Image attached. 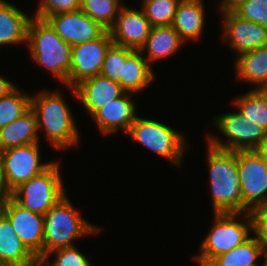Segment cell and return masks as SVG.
I'll return each instance as SVG.
<instances>
[{
	"mask_svg": "<svg viewBox=\"0 0 267 266\" xmlns=\"http://www.w3.org/2000/svg\"><path fill=\"white\" fill-rule=\"evenodd\" d=\"M61 91H39L31 95L30 108L35 113L38 133L42 129L53 149L65 150L78 146L80 133L74 115ZM41 129V130H40ZM70 147V148H69Z\"/></svg>",
	"mask_w": 267,
	"mask_h": 266,
	"instance_id": "1",
	"label": "cell"
},
{
	"mask_svg": "<svg viewBox=\"0 0 267 266\" xmlns=\"http://www.w3.org/2000/svg\"><path fill=\"white\" fill-rule=\"evenodd\" d=\"M207 164L214 213H242V195L237 169V151L209 144Z\"/></svg>",
	"mask_w": 267,
	"mask_h": 266,
	"instance_id": "2",
	"label": "cell"
},
{
	"mask_svg": "<svg viewBox=\"0 0 267 266\" xmlns=\"http://www.w3.org/2000/svg\"><path fill=\"white\" fill-rule=\"evenodd\" d=\"M26 46L37 65L48 69L67 86L72 46L67 44L47 21L32 17L28 26Z\"/></svg>",
	"mask_w": 267,
	"mask_h": 266,
	"instance_id": "3",
	"label": "cell"
},
{
	"mask_svg": "<svg viewBox=\"0 0 267 266\" xmlns=\"http://www.w3.org/2000/svg\"><path fill=\"white\" fill-rule=\"evenodd\" d=\"M70 201L66 194L44 215L43 256L74 246L73 240L100 233L101 228L84 219Z\"/></svg>",
	"mask_w": 267,
	"mask_h": 266,
	"instance_id": "4",
	"label": "cell"
},
{
	"mask_svg": "<svg viewBox=\"0 0 267 266\" xmlns=\"http://www.w3.org/2000/svg\"><path fill=\"white\" fill-rule=\"evenodd\" d=\"M214 213V224L199 247L196 263L207 266L216 256L227 253L248 240L253 232L250 212ZM242 218L241 222L238 218Z\"/></svg>",
	"mask_w": 267,
	"mask_h": 266,
	"instance_id": "5",
	"label": "cell"
},
{
	"mask_svg": "<svg viewBox=\"0 0 267 266\" xmlns=\"http://www.w3.org/2000/svg\"><path fill=\"white\" fill-rule=\"evenodd\" d=\"M126 134L160 157L181 167L188 148L187 139L181 131L163 122L137 116Z\"/></svg>",
	"mask_w": 267,
	"mask_h": 266,
	"instance_id": "6",
	"label": "cell"
},
{
	"mask_svg": "<svg viewBox=\"0 0 267 266\" xmlns=\"http://www.w3.org/2000/svg\"><path fill=\"white\" fill-rule=\"evenodd\" d=\"M57 161L41 174L32 177L12 192V198L23 208L45 215L67 191Z\"/></svg>",
	"mask_w": 267,
	"mask_h": 266,
	"instance_id": "7",
	"label": "cell"
},
{
	"mask_svg": "<svg viewBox=\"0 0 267 266\" xmlns=\"http://www.w3.org/2000/svg\"><path fill=\"white\" fill-rule=\"evenodd\" d=\"M213 123L227 141L224 142L211 133L207 134V144L222 150H255L267 138V131L255 123L246 121L239 110L215 116Z\"/></svg>",
	"mask_w": 267,
	"mask_h": 266,
	"instance_id": "8",
	"label": "cell"
},
{
	"mask_svg": "<svg viewBox=\"0 0 267 266\" xmlns=\"http://www.w3.org/2000/svg\"><path fill=\"white\" fill-rule=\"evenodd\" d=\"M242 213L267 204V164L255 150L237 151Z\"/></svg>",
	"mask_w": 267,
	"mask_h": 266,
	"instance_id": "9",
	"label": "cell"
},
{
	"mask_svg": "<svg viewBox=\"0 0 267 266\" xmlns=\"http://www.w3.org/2000/svg\"><path fill=\"white\" fill-rule=\"evenodd\" d=\"M39 144L32 143L0 151V167L12 192L52 164L41 162Z\"/></svg>",
	"mask_w": 267,
	"mask_h": 266,
	"instance_id": "10",
	"label": "cell"
},
{
	"mask_svg": "<svg viewBox=\"0 0 267 266\" xmlns=\"http://www.w3.org/2000/svg\"><path fill=\"white\" fill-rule=\"evenodd\" d=\"M113 44L106 30L99 38L72 46L71 68L67 87L100 74L107 50Z\"/></svg>",
	"mask_w": 267,
	"mask_h": 266,
	"instance_id": "11",
	"label": "cell"
},
{
	"mask_svg": "<svg viewBox=\"0 0 267 266\" xmlns=\"http://www.w3.org/2000/svg\"><path fill=\"white\" fill-rule=\"evenodd\" d=\"M222 42H226L237 56L267 45V28L240 18L234 12L221 13Z\"/></svg>",
	"mask_w": 267,
	"mask_h": 266,
	"instance_id": "12",
	"label": "cell"
},
{
	"mask_svg": "<svg viewBox=\"0 0 267 266\" xmlns=\"http://www.w3.org/2000/svg\"><path fill=\"white\" fill-rule=\"evenodd\" d=\"M2 214L10 221L28 250L40 260L43 257L44 216L23 208L13 198Z\"/></svg>",
	"mask_w": 267,
	"mask_h": 266,
	"instance_id": "13",
	"label": "cell"
},
{
	"mask_svg": "<svg viewBox=\"0 0 267 266\" xmlns=\"http://www.w3.org/2000/svg\"><path fill=\"white\" fill-rule=\"evenodd\" d=\"M152 25L142 8H121L113 26L108 30L113 44L139 51L150 34Z\"/></svg>",
	"mask_w": 267,
	"mask_h": 266,
	"instance_id": "14",
	"label": "cell"
},
{
	"mask_svg": "<svg viewBox=\"0 0 267 266\" xmlns=\"http://www.w3.org/2000/svg\"><path fill=\"white\" fill-rule=\"evenodd\" d=\"M46 21L70 46L95 40L106 31L80 9L53 15Z\"/></svg>",
	"mask_w": 267,
	"mask_h": 266,
	"instance_id": "15",
	"label": "cell"
},
{
	"mask_svg": "<svg viewBox=\"0 0 267 266\" xmlns=\"http://www.w3.org/2000/svg\"><path fill=\"white\" fill-rule=\"evenodd\" d=\"M132 93L125 92L117 99L111 100L108 104L98 109L91 119L97 124L98 130L103 136L117 133L118 130L129 131L131 124L138 116L135 112L136 104L133 101Z\"/></svg>",
	"mask_w": 267,
	"mask_h": 266,
	"instance_id": "16",
	"label": "cell"
},
{
	"mask_svg": "<svg viewBox=\"0 0 267 266\" xmlns=\"http://www.w3.org/2000/svg\"><path fill=\"white\" fill-rule=\"evenodd\" d=\"M72 89L77 98L90 117L101 107L111 100L122 96L125 91L118 82L101 74L87 78L79 82Z\"/></svg>",
	"mask_w": 267,
	"mask_h": 266,
	"instance_id": "17",
	"label": "cell"
},
{
	"mask_svg": "<svg viewBox=\"0 0 267 266\" xmlns=\"http://www.w3.org/2000/svg\"><path fill=\"white\" fill-rule=\"evenodd\" d=\"M205 16L203 0H181L171 26L184 43L189 40L195 41L201 39Z\"/></svg>",
	"mask_w": 267,
	"mask_h": 266,
	"instance_id": "18",
	"label": "cell"
},
{
	"mask_svg": "<svg viewBox=\"0 0 267 266\" xmlns=\"http://www.w3.org/2000/svg\"><path fill=\"white\" fill-rule=\"evenodd\" d=\"M6 0H0V47L26 44L30 16Z\"/></svg>",
	"mask_w": 267,
	"mask_h": 266,
	"instance_id": "19",
	"label": "cell"
},
{
	"mask_svg": "<svg viewBox=\"0 0 267 266\" xmlns=\"http://www.w3.org/2000/svg\"><path fill=\"white\" fill-rule=\"evenodd\" d=\"M0 256L7 266H39V260L20 240L3 214H0Z\"/></svg>",
	"mask_w": 267,
	"mask_h": 266,
	"instance_id": "20",
	"label": "cell"
},
{
	"mask_svg": "<svg viewBox=\"0 0 267 266\" xmlns=\"http://www.w3.org/2000/svg\"><path fill=\"white\" fill-rule=\"evenodd\" d=\"M236 57V79L253 85V89L267 90V45Z\"/></svg>",
	"mask_w": 267,
	"mask_h": 266,
	"instance_id": "21",
	"label": "cell"
},
{
	"mask_svg": "<svg viewBox=\"0 0 267 266\" xmlns=\"http://www.w3.org/2000/svg\"><path fill=\"white\" fill-rule=\"evenodd\" d=\"M183 43L172 26H152L145 44L139 51L142 54L147 52L146 60L151 65L150 62L172 57Z\"/></svg>",
	"mask_w": 267,
	"mask_h": 266,
	"instance_id": "22",
	"label": "cell"
},
{
	"mask_svg": "<svg viewBox=\"0 0 267 266\" xmlns=\"http://www.w3.org/2000/svg\"><path fill=\"white\" fill-rule=\"evenodd\" d=\"M154 71L140 51H133L123 63L120 85L125 92L137 94L153 82Z\"/></svg>",
	"mask_w": 267,
	"mask_h": 266,
	"instance_id": "23",
	"label": "cell"
},
{
	"mask_svg": "<svg viewBox=\"0 0 267 266\" xmlns=\"http://www.w3.org/2000/svg\"><path fill=\"white\" fill-rule=\"evenodd\" d=\"M39 140L36 116L31 108L20 118L0 129V151L39 143Z\"/></svg>",
	"mask_w": 267,
	"mask_h": 266,
	"instance_id": "24",
	"label": "cell"
},
{
	"mask_svg": "<svg viewBox=\"0 0 267 266\" xmlns=\"http://www.w3.org/2000/svg\"><path fill=\"white\" fill-rule=\"evenodd\" d=\"M267 256V249L256 239L250 237L227 253L216 256L207 266H252Z\"/></svg>",
	"mask_w": 267,
	"mask_h": 266,
	"instance_id": "25",
	"label": "cell"
},
{
	"mask_svg": "<svg viewBox=\"0 0 267 266\" xmlns=\"http://www.w3.org/2000/svg\"><path fill=\"white\" fill-rule=\"evenodd\" d=\"M246 121L267 131V90L251 89L232 101Z\"/></svg>",
	"mask_w": 267,
	"mask_h": 266,
	"instance_id": "26",
	"label": "cell"
},
{
	"mask_svg": "<svg viewBox=\"0 0 267 266\" xmlns=\"http://www.w3.org/2000/svg\"><path fill=\"white\" fill-rule=\"evenodd\" d=\"M123 6L121 0H81L80 10L109 30Z\"/></svg>",
	"mask_w": 267,
	"mask_h": 266,
	"instance_id": "27",
	"label": "cell"
},
{
	"mask_svg": "<svg viewBox=\"0 0 267 266\" xmlns=\"http://www.w3.org/2000/svg\"><path fill=\"white\" fill-rule=\"evenodd\" d=\"M31 95L18 87L0 98V129L20 118L30 109Z\"/></svg>",
	"mask_w": 267,
	"mask_h": 266,
	"instance_id": "28",
	"label": "cell"
},
{
	"mask_svg": "<svg viewBox=\"0 0 267 266\" xmlns=\"http://www.w3.org/2000/svg\"><path fill=\"white\" fill-rule=\"evenodd\" d=\"M181 0H142V10L152 26H171Z\"/></svg>",
	"mask_w": 267,
	"mask_h": 266,
	"instance_id": "29",
	"label": "cell"
},
{
	"mask_svg": "<svg viewBox=\"0 0 267 266\" xmlns=\"http://www.w3.org/2000/svg\"><path fill=\"white\" fill-rule=\"evenodd\" d=\"M134 50L112 44L106 52L100 74L120 84L123 63Z\"/></svg>",
	"mask_w": 267,
	"mask_h": 266,
	"instance_id": "30",
	"label": "cell"
},
{
	"mask_svg": "<svg viewBox=\"0 0 267 266\" xmlns=\"http://www.w3.org/2000/svg\"><path fill=\"white\" fill-rule=\"evenodd\" d=\"M52 254L56 256L53 262L49 264L50 262L47 261H50L49 259ZM87 256L80 252L75 245L59 248L43 256L39 260V266H47V263L48 266H92Z\"/></svg>",
	"mask_w": 267,
	"mask_h": 266,
	"instance_id": "31",
	"label": "cell"
},
{
	"mask_svg": "<svg viewBox=\"0 0 267 266\" xmlns=\"http://www.w3.org/2000/svg\"><path fill=\"white\" fill-rule=\"evenodd\" d=\"M81 0H40L33 18L46 21L49 17L79 10Z\"/></svg>",
	"mask_w": 267,
	"mask_h": 266,
	"instance_id": "32",
	"label": "cell"
},
{
	"mask_svg": "<svg viewBox=\"0 0 267 266\" xmlns=\"http://www.w3.org/2000/svg\"><path fill=\"white\" fill-rule=\"evenodd\" d=\"M233 12L242 19L267 28V0H247Z\"/></svg>",
	"mask_w": 267,
	"mask_h": 266,
	"instance_id": "33",
	"label": "cell"
},
{
	"mask_svg": "<svg viewBox=\"0 0 267 266\" xmlns=\"http://www.w3.org/2000/svg\"><path fill=\"white\" fill-rule=\"evenodd\" d=\"M250 214L253 222V234L267 249V204L252 209Z\"/></svg>",
	"mask_w": 267,
	"mask_h": 266,
	"instance_id": "34",
	"label": "cell"
},
{
	"mask_svg": "<svg viewBox=\"0 0 267 266\" xmlns=\"http://www.w3.org/2000/svg\"><path fill=\"white\" fill-rule=\"evenodd\" d=\"M12 198V191L9 189L5 176L0 167V214H2L9 200Z\"/></svg>",
	"mask_w": 267,
	"mask_h": 266,
	"instance_id": "35",
	"label": "cell"
},
{
	"mask_svg": "<svg viewBox=\"0 0 267 266\" xmlns=\"http://www.w3.org/2000/svg\"><path fill=\"white\" fill-rule=\"evenodd\" d=\"M247 0H222L218 6L221 13L233 12L241 4L245 3Z\"/></svg>",
	"mask_w": 267,
	"mask_h": 266,
	"instance_id": "36",
	"label": "cell"
},
{
	"mask_svg": "<svg viewBox=\"0 0 267 266\" xmlns=\"http://www.w3.org/2000/svg\"><path fill=\"white\" fill-rule=\"evenodd\" d=\"M17 87L6 77L0 75V98L9 95Z\"/></svg>",
	"mask_w": 267,
	"mask_h": 266,
	"instance_id": "37",
	"label": "cell"
},
{
	"mask_svg": "<svg viewBox=\"0 0 267 266\" xmlns=\"http://www.w3.org/2000/svg\"><path fill=\"white\" fill-rule=\"evenodd\" d=\"M261 156L262 160L267 164V138L255 149Z\"/></svg>",
	"mask_w": 267,
	"mask_h": 266,
	"instance_id": "38",
	"label": "cell"
},
{
	"mask_svg": "<svg viewBox=\"0 0 267 266\" xmlns=\"http://www.w3.org/2000/svg\"><path fill=\"white\" fill-rule=\"evenodd\" d=\"M0 266H7V264L3 261L1 256H0Z\"/></svg>",
	"mask_w": 267,
	"mask_h": 266,
	"instance_id": "39",
	"label": "cell"
},
{
	"mask_svg": "<svg viewBox=\"0 0 267 266\" xmlns=\"http://www.w3.org/2000/svg\"><path fill=\"white\" fill-rule=\"evenodd\" d=\"M264 262L262 263V266H267V256L263 258Z\"/></svg>",
	"mask_w": 267,
	"mask_h": 266,
	"instance_id": "40",
	"label": "cell"
},
{
	"mask_svg": "<svg viewBox=\"0 0 267 266\" xmlns=\"http://www.w3.org/2000/svg\"><path fill=\"white\" fill-rule=\"evenodd\" d=\"M252 266H262V263L261 264H256V265H252Z\"/></svg>",
	"mask_w": 267,
	"mask_h": 266,
	"instance_id": "41",
	"label": "cell"
}]
</instances>
